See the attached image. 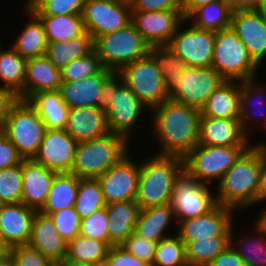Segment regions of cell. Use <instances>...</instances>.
<instances>
[{
    "instance_id": "cell-65",
    "label": "cell",
    "mask_w": 266,
    "mask_h": 266,
    "mask_svg": "<svg viewBox=\"0 0 266 266\" xmlns=\"http://www.w3.org/2000/svg\"><path fill=\"white\" fill-rule=\"evenodd\" d=\"M34 1H35V0H28V1H27V4H26L27 7H29Z\"/></svg>"
},
{
    "instance_id": "cell-5",
    "label": "cell",
    "mask_w": 266,
    "mask_h": 266,
    "mask_svg": "<svg viewBox=\"0 0 266 266\" xmlns=\"http://www.w3.org/2000/svg\"><path fill=\"white\" fill-rule=\"evenodd\" d=\"M150 47L132 23L94 40V51L100 57L104 68L114 72L147 56Z\"/></svg>"
},
{
    "instance_id": "cell-29",
    "label": "cell",
    "mask_w": 266,
    "mask_h": 266,
    "mask_svg": "<svg viewBox=\"0 0 266 266\" xmlns=\"http://www.w3.org/2000/svg\"><path fill=\"white\" fill-rule=\"evenodd\" d=\"M28 102L36 109L46 129H65L70 108L59 90L38 92Z\"/></svg>"
},
{
    "instance_id": "cell-31",
    "label": "cell",
    "mask_w": 266,
    "mask_h": 266,
    "mask_svg": "<svg viewBox=\"0 0 266 266\" xmlns=\"http://www.w3.org/2000/svg\"><path fill=\"white\" fill-rule=\"evenodd\" d=\"M25 9H27L26 12L30 15L31 20L25 25L12 48L27 60L46 55L48 41L41 19L29 7Z\"/></svg>"
},
{
    "instance_id": "cell-30",
    "label": "cell",
    "mask_w": 266,
    "mask_h": 266,
    "mask_svg": "<svg viewBox=\"0 0 266 266\" xmlns=\"http://www.w3.org/2000/svg\"><path fill=\"white\" fill-rule=\"evenodd\" d=\"M94 51V39L86 31L83 35L70 40L48 43L46 56L59 70L70 62L85 57Z\"/></svg>"
},
{
    "instance_id": "cell-19",
    "label": "cell",
    "mask_w": 266,
    "mask_h": 266,
    "mask_svg": "<svg viewBox=\"0 0 266 266\" xmlns=\"http://www.w3.org/2000/svg\"><path fill=\"white\" fill-rule=\"evenodd\" d=\"M143 108L147 107L122 81L112 90L111 105L106 112L110 132L128 140V135L141 117Z\"/></svg>"
},
{
    "instance_id": "cell-33",
    "label": "cell",
    "mask_w": 266,
    "mask_h": 266,
    "mask_svg": "<svg viewBox=\"0 0 266 266\" xmlns=\"http://www.w3.org/2000/svg\"><path fill=\"white\" fill-rule=\"evenodd\" d=\"M174 212L169 204L141 209L135 226V233L153 242L167 237L164 231L170 224Z\"/></svg>"
},
{
    "instance_id": "cell-40",
    "label": "cell",
    "mask_w": 266,
    "mask_h": 266,
    "mask_svg": "<svg viewBox=\"0 0 266 266\" xmlns=\"http://www.w3.org/2000/svg\"><path fill=\"white\" fill-rule=\"evenodd\" d=\"M106 206L98 179H80L75 211L81 219Z\"/></svg>"
},
{
    "instance_id": "cell-60",
    "label": "cell",
    "mask_w": 266,
    "mask_h": 266,
    "mask_svg": "<svg viewBox=\"0 0 266 266\" xmlns=\"http://www.w3.org/2000/svg\"><path fill=\"white\" fill-rule=\"evenodd\" d=\"M11 254V246L3 239L0 234V260L5 259Z\"/></svg>"
},
{
    "instance_id": "cell-11",
    "label": "cell",
    "mask_w": 266,
    "mask_h": 266,
    "mask_svg": "<svg viewBox=\"0 0 266 266\" xmlns=\"http://www.w3.org/2000/svg\"><path fill=\"white\" fill-rule=\"evenodd\" d=\"M224 81L213 67H187L168 91L169 99L201 110L211 93Z\"/></svg>"
},
{
    "instance_id": "cell-64",
    "label": "cell",
    "mask_w": 266,
    "mask_h": 266,
    "mask_svg": "<svg viewBox=\"0 0 266 266\" xmlns=\"http://www.w3.org/2000/svg\"><path fill=\"white\" fill-rule=\"evenodd\" d=\"M259 10L266 12V0H260L259 2Z\"/></svg>"
},
{
    "instance_id": "cell-45",
    "label": "cell",
    "mask_w": 266,
    "mask_h": 266,
    "mask_svg": "<svg viewBox=\"0 0 266 266\" xmlns=\"http://www.w3.org/2000/svg\"><path fill=\"white\" fill-rule=\"evenodd\" d=\"M86 0H35L29 8L36 15H79Z\"/></svg>"
},
{
    "instance_id": "cell-17",
    "label": "cell",
    "mask_w": 266,
    "mask_h": 266,
    "mask_svg": "<svg viewBox=\"0 0 266 266\" xmlns=\"http://www.w3.org/2000/svg\"><path fill=\"white\" fill-rule=\"evenodd\" d=\"M231 27L259 66L266 56V12L257 9L233 10Z\"/></svg>"
},
{
    "instance_id": "cell-10",
    "label": "cell",
    "mask_w": 266,
    "mask_h": 266,
    "mask_svg": "<svg viewBox=\"0 0 266 266\" xmlns=\"http://www.w3.org/2000/svg\"><path fill=\"white\" fill-rule=\"evenodd\" d=\"M169 205L174 217L183 221L209 213L217 205V200L206 183L184 171L175 182Z\"/></svg>"
},
{
    "instance_id": "cell-24",
    "label": "cell",
    "mask_w": 266,
    "mask_h": 266,
    "mask_svg": "<svg viewBox=\"0 0 266 266\" xmlns=\"http://www.w3.org/2000/svg\"><path fill=\"white\" fill-rule=\"evenodd\" d=\"M65 130L78 142L107 135V113L97 107L70 108Z\"/></svg>"
},
{
    "instance_id": "cell-16",
    "label": "cell",
    "mask_w": 266,
    "mask_h": 266,
    "mask_svg": "<svg viewBox=\"0 0 266 266\" xmlns=\"http://www.w3.org/2000/svg\"><path fill=\"white\" fill-rule=\"evenodd\" d=\"M139 175L140 164L134 163L127 155L98 177L106 205L136 200Z\"/></svg>"
},
{
    "instance_id": "cell-1",
    "label": "cell",
    "mask_w": 266,
    "mask_h": 266,
    "mask_svg": "<svg viewBox=\"0 0 266 266\" xmlns=\"http://www.w3.org/2000/svg\"><path fill=\"white\" fill-rule=\"evenodd\" d=\"M153 110L155 135L162 145L159 155L184 158L198 145L200 110L170 99Z\"/></svg>"
},
{
    "instance_id": "cell-52",
    "label": "cell",
    "mask_w": 266,
    "mask_h": 266,
    "mask_svg": "<svg viewBox=\"0 0 266 266\" xmlns=\"http://www.w3.org/2000/svg\"><path fill=\"white\" fill-rule=\"evenodd\" d=\"M23 160L16 147L0 132V170L21 164Z\"/></svg>"
},
{
    "instance_id": "cell-9",
    "label": "cell",
    "mask_w": 266,
    "mask_h": 266,
    "mask_svg": "<svg viewBox=\"0 0 266 266\" xmlns=\"http://www.w3.org/2000/svg\"><path fill=\"white\" fill-rule=\"evenodd\" d=\"M118 73L123 83L147 108L169 100L161 71L150 54L125 65Z\"/></svg>"
},
{
    "instance_id": "cell-26",
    "label": "cell",
    "mask_w": 266,
    "mask_h": 266,
    "mask_svg": "<svg viewBox=\"0 0 266 266\" xmlns=\"http://www.w3.org/2000/svg\"><path fill=\"white\" fill-rule=\"evenodd\" d=\"M62 84L61 70L46 55L26 60L24 100L43 91H57Z\"/></svg>"
},
{
    "instance_id": "cell-49",
    "label": "cell",
    "mask_w": 266,
    "mask_h": 266,
    "mask_svg": "<svg viewBox=\"0 0 266 266\" xmlns=\"http://www.w3.org/2000/svg\"><path fill=\"white\" fill-rule=\"evenodd\" d=\"M252 79H247L244 81H240L239 88H240V123L242 126L243 131L247 134L248 130L246 129V126L248 123H246L247 118L252 119L253 117H249V114L252 112V108H250V103H252L250 100H253L254 97V91H258L260 94L263 90L266 89L265 85L264 87H260V85H254L255 81ZM257 86V87H256ZM263 97H258V100H262ZM257 99V98H256ZM255 100V99H254ZM253 100V101H254ZM250 112V113H249ZM255 113V112H254ZM247 131V132H246Z\"/></svg>"
},
{
    "instance_id": "cell-50",
    "label": "cell",
    "mask_w": 266,
    "mask_h": 266,
    "mask_svg": "<svg viewBox=\"0 0 266 266\" xmlns=\"http://www.w3.org/2000/svg\"><path fill=\"white\" fill-rule=\"evenodd\" d=\"M12 258L16 266H56L36 249L29 245H17L11 247Z\"/></svg>"
},
{
    "instance_id": "cell-44",
    "label": "cell",
    "mask_w": 266,
    "mask_h": 266,
    "mask_svg": "<svg viewBox=\"0 0 266 266\" xmlns=\"http://www.w3.org/2000/svg\"><path fill=\"white\" fill-rule=\"evenodd\" d=\"M255 229L260 234L261 236L264 234L266 236V230L261 228L258 224L255 225ZM233 233L232 229L230 232V246L236 251V253L242 258V260L245 262L246 266H266V238L265 237H254L252 239H257V240H246L244 241L247 245L242 247L244 248V251L237 250L236 247H234L233 244L236 242L233 241ZM265 240V241H264ZM257 241V242H256ZM248 253H247V252ZM250 252V253H249ZM252 253V254H251Z\"/></svg>"
},
{
    "instance_id": "cell-7",
    "label": "cell",
    "mask_w": 266,
    "mask_h": 266,
    "mask_svg": "<svg viewBox=\"0 0 266 266\" xmlns=\"http://www.w3.org/2000/svg\"><path fill=\"white\" fill-rule=\"evenodd\" d=\"M46 131L36 109L26 100L17 99L11 106L2 133L16 147L23 159H33Z\"/></svg>"
},
{
    "instance_id": "cell-35",
    "label": "cell",
    "mask_w": 266,
    "mask_h": 266,
    "mask_svg": "<svg viewBox=\"0 0 266 266\" xmlns=\"http://www.w3.org/2000/svg\"><path fill=\"white\" fill-rule=\"evenodd\" d=\"M26 59L13 48L0 50V80L4 83L0 88L15 94L24 100Z\"/></svg>"
},
{
    "instance_id": "cell-67",
    "label": "cell",
    "mask_w": 266,
    "mask_h": 266,
    "mask_svg": "<svg viewBox=\"0 0 266 266\" xmlns=\"http://www.w3.org/2000/svg\"><path fill=\"white\" fill-rule=\"evenodd\" d=\"M265 122H263L264 124H265V128H266V116H265V120H264Z\"/></svg>"
},
{
    "instance_id": "cell-66",
    "label": "cell",
    "mask_w": 266,
    "mask_h": 266,
    "mask_svg": "<svg viewBox=\"0 0 266 266\" xmlns=\"http://www.w3.org/2000/svg\"><path fill=\"white\" fill-rule=\"evenodd\" d=\"M122 1H125V2H128V3H131V1H133V0H122Z\"/></svg>"
},
{
    "instance_id": "cell-8",
    "label": "cell",
    "mask_w": 266,
    "mask_h": 266,
    "mask_svg": "<svg viewBox=\"0 0 266 266\" xmlns=\"http://www.w3.org/2000/svg\"><path fill=\"white\" fill-rule=\"evenodd\" d=\"M249 147L198 144L184 157V171L202 183L220 181Z\"/></svg>"
},
{
    "instance_id": "cell-57",
    "label": "cell",
    "mask_w": 266,
    "mask_h": 266,
    "mask_svg": "<svg viewBox=\"0 0 266 266\" xmlns=\"http://www.w3.org/2000/svg\"><path fill=\"white\" fill-rule=\"evenodd\" d=\"M261 145V174L259 181L258 202L266 200V145Z\"/></svg>"
},
{
    "instance_id": "cell-54",
    "label": "cell",
    "mask_w": 266,
    "mask_h": 266,
    "mask_svg": "<svg viewBox=\"0 0 266 266\" xmlns=\"http://www.w3.org/2000/svg\"><path fill=\"white\" fill-rule=\"evenodd\" d=\"M122 82V77L118 72H113L103 83L101 96L99 97L97 108L107 112L111 105L112 90Z\"/></svg>"
},
{
    "instance_id": "cell-32",
    "label": "cell",
    "mask_w": 266,
    "mask_h": 266,
    "mask_svg": "<svg viewBox=\"0 0 266 266\" xmlns=\"http://www.w3.org/2000/svg\"><path fill=\"white\" fill-rule=\"evenodd\" d=\"M80 178L72 173H56L47 200L41 213L50 215L57 211L74 207Z\"/></svg>"
},
{
    "instance_id": "cell-4",
    "label": "cell",
    "mask_w": 266,
    "mask_h": 266,
    "mask_svg": "<svg viewBox=\"0 0 266 266\" xmlns=\"http://www.w3.org/2000/svg\"><path fill=\"white\" fill-rule=\"evenodd\" d=\"M128 140L115 133L78 143L70 173L80 179H97L127 156Z\"/></svg>"
},
{
    "instance_id": "cell-3",
    "label": "cell",
    "mask_w": 266,
    "mask_h": 266,
    "mask_svg": "<svg viewBox=\"0 0 266 266\" xmlns=\"http://www.w3.org/2000/svg\"><path fill=\"white\" fill-rule=\"evenodd\" d=\"M184 172V158L157 154L140 163L136 202L140 209L170 203L176 180Z\"/></svg>"
},
{
    "instance_id": "cell-34",
    "label": "cell",
    "mask_w": 266,
    "mask_h": 266,
    "mask_svg": "<svg viewBox=\"0 0 266 266\" xmlns=\"http://www.w3.org/2000/svg\"><path fill=\"white\" fill-rule=\"evenodd\" d=\"M232 13L233 9L228 0H218L196 8L186 21L190 18L194 19V27L218 32L231 27Z\"/></svg>"
},
{
    "instance_id": "cell-41",
    "label": "cell",
    "mask_w": 266,
    "mask_h": 266,
    "mask_svg": "<svg viewBox=\"0 0 266 266\" xmlns=\"http://www.w3.org/2000/svg\"><path fill=\"white\" fill-rule=\"evenodd\" d=\"M151 266H189L186 259V245L177 234L157 242Z\"/></svg>"
},
{
    "instance_id": "cell-48",
    "label": "cell",
    "mask_w": 266,
    "mask_h": 266,
    "mask_svg": "<svg viewBox=\"0 0 266 266\" xmlns=\"http://www.w3.org/2000/svg\"><path fill=\"white\" fill-rule=\"evenodd\" d=\"M135 257L152 265L155 258L157 242L149 241L133 232L122 244Z\"/></svg>"
},
{
    "instance_id": "cell-39",
    "label": "cell",
    "mask_w": 266,
    "mask_h": 266,
    "mask_svg": "<svg viewBox=\"0 0 266 266\" xmlns=\"http://www.w3.org/2000/svg\"><path fill=\"white\" fill-rule=\"evenodd\" d=\"M149 54L159 67L164 85L169 91L180 80L187 69V64L168 46H151Z\"/></svg>"
},
{
    "instance_id": "cell-23",
    "label": "cell",
    "mask_w": 266,
    "mask_h": 266,
    "mask_svg": "<svg viewBox=\"0 0 266 266\" xmlns=\"http://www.w3.org/2000/svg\"><path fill=\"white\" fill-rule=\"evenodd\" d=\"M239 119L200 117L199 142L210 146H249Z\"/></svg>"
},
{
    "instance_id": "cell-12",
    "label": "cell",
    "mask_w": 266,
    "mask_h": 266,
    "mask_svg": "<svg viewBox=\"0 0 266 266\" xmlns=\"http://www.w3.org/2000/svg\"><path fill=\"white\" fill-rule=\"evenodd\" d=\"M131 5L122 0H86L83 21L93 39L113 33L131 23Z\"/></svg>"
},
{
    "instance_id": "cell-21",
    "label": "cell",
    "mask_w": 266,
    "mask_h": 266,
    "mask_svg": "<svg viewBox=\"0 0 266 266\" xmlns=\"http://www.w3.org/2000/svg\"><path fill=\"white\" fill-rule=\"evenodd\" d=\"M35 213L23 203L0 204V234L11 247L28 245Z\"/></svg>"
},
{
    "instance_id": "cell-22",
    "label": "cell",
    "mask_w": 266,
    "mask_h": 266,
    "mask_svg": "<svg viewBox=\"0 0 266 266\" xmlns=\"http://www.w3.org/2000/svg\"><path fill=\"white\" fill-rule=\"evenodd\" d=\"M55 174L33 159H24L22 162V203L40 211L46 203Z\"/></svg>"
},
{
    "instance_id": "cell-61",
    "label": "cell",
    "mask_w": 266,
    "mask_h": 266,
    "mask_svg": "<svg viewBox=\"0 0 266 266\" xmlns=\"http://www.w3.org/2000/svg\"><path fill=\"white\" fill-rule=\"evenodd\" d=\"M57 266H103V264H91V263H85V262H74V261L64 260Z\"/></svg>"
},
{
    "instance_id": "cell-62",
    "label": "cell",
    "mask_w": 266,
    "mask_h": 266,
    "mask_svg": "<svg viewBox=\"0 0 266 266\" xmlns=\"http://www.w3.org/2000/svg\"><path fill=\"white\" fill-rule=\"evenodd\" d=\"M260 216V217H259ZM258 216L257 224L266 230V208H264L263 212Z\"/></svg>"
},
{
    "instance_id": "cell-37",
    "label": "cell",
    "mask_w": 266,
    "mask_h": 266,
    "mask_svg": "<svg viewBox=\"0 0 266 266\" xmlns=\"http://www.w3.org/2000/svg\"><path fill=\"white\" fill-rule=\"evenodd\" d=\"M111 246L110 243L79 235L68 242L66 261L103 264Z\"/></svg>"
},
{
    "instance_id": "cell-47",
    "label": "cell",
    "mask_w": 266,
    "mask_h": 266,
    "mask_svg": "<svg viewBox=\"0 0 266 266\" xmlns=\"http://www.w3.org/2000/svg\"><path fill=\"white\" fill-rule=\"evenodd\" d=\"M56 230L67 241L79 236L81 218L74 207L51 213Z\"/></svg>"
},
{
    "instance_id": "cell-42",
    "label": "cell",
    "mask_w": 266,
    "mask_h": 266,
    "mask_svg": "<svg viewBox=\"0 0 266 266\" xmlns=\"http://www.w3.org/2000/svg\"><path fill=\"white\" fill-rule=\"evenodd\" d=\"M22 163L0 170V204L22 203Z\"/></svg>"
},
{
    "instance_id": "cell-2",
    "label": "cell",
    "mask_w": 266,
    "mask_h": 266,
    "mask_svg": "<svg viewBox=\"0 0 266 266\" xmlns=\"http://www.w3.org/2000/svg\"><path fill=\"white\" fill-rule=\"evenodd\" d=\"M260 174L261 145H252L220 179L217 204L235 210L257 203Z\"/></svg>"
},
{
    "instance_id": "cell-51",
    "label": "cell",
    "mask_w": 266,
    "mask_h": 266,
    "mask_svg": "<svg viewBox=\"0 0 266 266\" xmlns=\"http://www.w3.org/2000/svg\"><path fill=\"white\" fill-rule=\"evenodd\" d=\"M103 266H151L144 260L135 257L121 245L111 246Z\"/></svg>"
},
{
    "instance_id": "cell-25",
    "label": "cell",
    "mask_w": 266,
    "mask_h": 266,
    "mask_svg": "<svg viewBox=\"0 0 266 266\" xmlns=\"http://www.w3.org/2000/svg\"><path fill=\"white\" fill-rule=\"evenodd\" d=\"M114 71L103 69L99 74L76 81H62L59 89L63 101L69 108L97 107L104 81Z\"/></svg>"
},
{
    "instance_id": "cell-6",
    "label": "cell",
    "mask_w": 266,
    "mask_h": 266,
    "mask_svg": "<svg viewBox=\"0 0 266 266\" xmlns=\"http://www.w3.org/2000/svg\"><path fill=\"white\" fill-rule=\"evenodd\" d=\"M212 67L226 81H244L255 77L258 65L232 27L214 32Z\"/></svg>"
},
{
    "instance_id": "cell-56",
    "label": "cell",
    "mask_w": 266,
    "mask_h": 266,
    "mask_svg": "<svg viewBox=\"0 0 266 266\" xmlns=\"http://www.w3.org/2000/svg\"><path fill=\"white\" fill-rule=\"evenodd\" d=\"M17 99L18 97L12 92L0 88V132L4 130L10 108Z\"/></svg>"
},
{
    "instance_id": "cell-27",
    "label": "cell",
    "mask_w": 266,
    "mask_h": 266,
    "mask_svg": "<svg viewBox=\"0 0 266 266\" xmlns=\"http://www.w3.org/2000/svg\"><path fill=\"white\" fill-rule=\"evenodd\" d=\"M238 81H224L215 89L200 110L205 117L240 119V88Z\"/></svg>"
},
{
    "instance_id": "cell-13",
    "label": "cell",
    "mask_w": 266,
    "mask_h": 266,
    "mask_svg": "<svg viewBox=\"0 0 266 266\" xmlns=\"http://www.w3.org/2000/svg\"><path fill=\"white\" fill-rule=\"evenodd\" d=\"M175 32L168 47L182 59L187 67H212L214 32L191 25Z\"/></svg>"
},
{
    "instance_id": "cell-46",
    "label": "cell",
    "mask_w": 266,
    "mask_h": 266,
    "mask_svg": "<svg viewBox=\"0 0 266 266\" xmlns=\"http://www.w3.org/2000/svg\"><path fill=\"white\" fill-rule=\"evenodd\" d=\"M108 214L106 206L81 219L79 235L109 243Z\"/></svg>"
},
{
    "instance_id": "cell-15",
    "label": "cell",
    "mask_w": 266,
    "mask_h": 266,
    "mask_svg": "<svg viewBox=\"0 0 266 266\" xmlns=\"http://www.w3.org/2000/svg\"><path fill=\"white\" fill-rule=\"evenodd\" d=\"M78 143L65 129H46L33 160L55 173H69Z\"/></svg>"
},
{
    "instance_id": "cell-20",
    "label": "cell",
    "mask_w": 266,
    "mask_h": 266,
    "mask_svg": "<svg viewBox=\"0 0 266 266\" xmlns=\"http://www.w3.org/2000/svg\"><path fill=\"white\" fill-rule=\"evenodd\" d=\"M28 245L56 266L66 260L68 242L56 230L50 215L36 211Z\"/></svg>"
},
{
    "instance_id": "cell-36",
    "label": "cell",
    "mask_w": 266,
    "mask_h": 266,
    "mask_svg": "<svg viewBox=\"0 0 266 266\" xmlns=\"http://www.w3.org/2000/svg\"><path fill=\"white\" fill-rule=\"evenodd\" d=\"M37 16L44 25L48 43L70 40L86 32L82 14Z\"/></svg>"
},
{
    "instance_id": "cell-14",
    "label": "cell",
    "mask_w": 266,
    "mask_h": 266,
    "mask_svg": "<svg viewBox=\"0 0 266 266\" xmlns=\"http://www.w3.org/2000/svg\"><path fill=\"white\" fill-rule=\"evenodd\" d=\"M185 20L181 9L131 11V23L150 46H168Z\"/></svg>"
},
{
    "instance_id": "cell-43",
    "label": "cell",
    "mask_w": 266,
    "mask_h": 266,
    "mask_svg": "<svg viewBox=\"0 0 266 266\" xmlns=\"http://www.w3.org/2000/svg\"><path fill=\"white\" fill-rule=\"evenodd\" d=\"M104 69L100 57L95 51L70 62L61 70L62 81H76L99 74Z\"/></svg>"
},
{
    "instance_id": "cell-53",
    "label": "cell",
    "mask_w": 266,
    "mask_h": 266,
    "mask_svg": "<svg viewBox=\"0 0 266 266\" xmlns=\"http://www.w3.org/2000/svg\"><path fill=\"white\" fill-rule=\"evenodd\" d=\"M130 5L132 11H163L181 9L180 0H133Z\"/></svg>"
},
{
    "instance_id": "cell-38",
    "label": "cell",
    "mask_w": 266,
    "mask_h": 266,
    "mask_svg": "<svg viewBox=\"0 0 266 266\" xmlns=\"http://www.w3.org/2000/svg\"><path fill=\"white\" fill-rule=\"evenodd\" d=\"M229 246L230 236H216L189 242L186 245L187 262L189 266H207Z\"/></svg>"
},
{
    "instance_id": "cell-55",
    "label": "cell",
    "mask_w": 266,
    "mask_h": 266,
    "mask_svg": "<svg viewBox=\"0 0 266 266\" xmlns=\"http://www.w3.org/2000/svg\"><path fill=\"white\" fill-rule=\"evenodd\" d=\"M207 266H246L242 258L229 246L216 256Z\"/></svg>"
},
{
    "instance_id": "cell-18",
    "label": "cell",
    "mask_w": 266,
    "mask_h": 266,
    "mask_svg": "<svg viewBox=\"0 0 266 266\" xmlns=\"http://www.w3.org/2000/svg\"><path fill=\"white\" fill-rule=\"evenodd\" d=\"M232 208L216 205L209 213L181 221L177 235L187 245L200 239L216 236H230Z\"/></svg>"
},
{
    "instance_id": "cell-63",
    "label": "cell",
    "mask_w": 266,
    "mask_h": 266,
    "mask_svg": "<svg viewBox=\"0 0 266 266\" xmlns=\"http://www.w3.org/2000/svg\"><path fill=\"white\" fill-rule=\"evenodd\" d=\"M0 266H16V263L12 256L9 255L5 259L0 260Z\"/></svg>"
},
{
    "instance_id": "cell-58",
    "label": "cell",
    "mask_w": 266,
    "mask_h": 266,
    "mask_svg": "<svg viewBox=\"0 0 266 266\" xmlns=\"http://www.w3.org/2000/svg\"><path fill=\"white\" fill-rule=\"evenodd\" d=\"M181 10L185 19L198 7L218 0H180Z\"/></svg>"
},
{
    "instance_id": "cell-59",
    "label": "cell",
    "mask_w": 266,
    "mask_h": 266,
    "mask_svg": "<svg viewBox=\"0 0 266 266\" xmlns=\"http://www.w3.org/2000/svg\"><path fill=\"white\" fill-rule=\"evenodd\" d=\"M233 10H259L260 0H228Z\"/></svg>"
},
{
    "instance_id": "cell-28",
    "label": "cell",
    "mask_w": 266,
    "mask_h": 266,
    "mask_svg": "<svg viewBox=\"0 0 266 266\" xmlns=\"http://www.w3.org/2000/svg\"><path fill=\"white\" fill-rule=\"evenodd\" d=\"M108 214L109 243L121 245L133 232L140 212L135 200L106 205Z\"/></svg>"
}]
</instances>
